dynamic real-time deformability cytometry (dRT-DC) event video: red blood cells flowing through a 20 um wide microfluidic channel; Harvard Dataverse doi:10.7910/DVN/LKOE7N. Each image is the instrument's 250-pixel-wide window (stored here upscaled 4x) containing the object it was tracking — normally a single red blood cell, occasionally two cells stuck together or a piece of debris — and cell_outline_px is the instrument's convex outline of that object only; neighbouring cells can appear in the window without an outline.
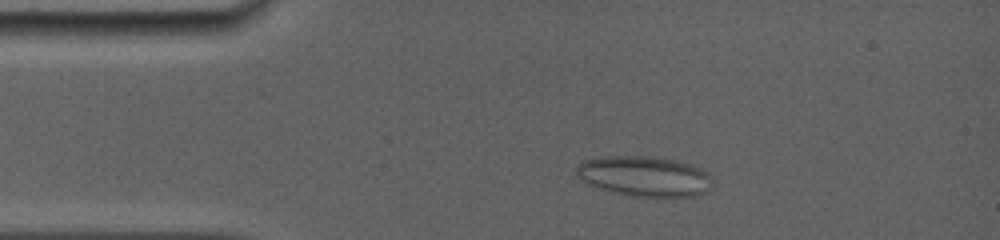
{"species": "common noctule bat (a hibernating species)", "species_latin": "Nyctalus noctula", "temperature_condition": "room temperature", "stored_images_in_passage": 32, "camera_frame_rate_fps": 5000, "um_per_image_px": 0.085, "animal": {"sex": "female", "body_mass_g": 19.0, "forearm_length_mm": 56.7}, "frame": {"image": 1, "passage_image": 7, "time_ms": 2.4, "image_size_px": [1000, 240], "cell_outline_px": [[712, 188], [708, 192], [692, 196], [632, 196], [612, 192], [588, 184], [576, 176], [576, 168], [584, 160], [604, 156], [652, 156], [676, 160], [692, 164], [708, 172], [712, 176]], "centroid_in_image_um": [54.81, 14.97], "position_along_channel_um": 30.2, "area_um2": 32.14}}
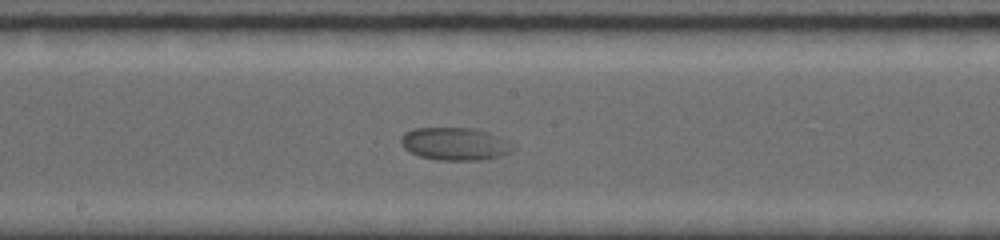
{"frame": {"image": 2, "passage_image": 21, "time_ms": 8.2, "image_size_px": [1000, 240], "cell_outline_px": [[512, 148], [508, 152], [500, 156], [480, 160], [440, 160], [420, 156], [404, 148], [400, 144], [400, 140], [404, 132], [412, 128], [476, 128], [488, 132], [508, 140]], "centroid_in_image_um": [38.63, 12.21], "position_along_channel_um": 209.6, "area_um2": 21.21}}
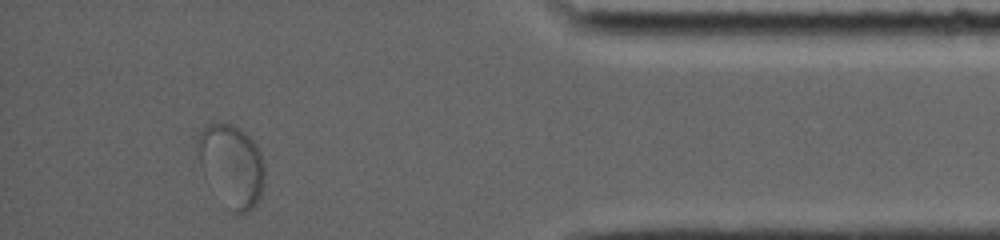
{"frame": {"image": 3, "passage_image": 31, "time_ms": 14.4, "image_size_px": [1000, 240], "cell_outline_px": [[264, 184], [260, 196], [256, 204], [244, 216], [232, 212], [200, 164], [196, 148], [196, 140], [200, 132], [208, 124], [220, 120], [232, 124], [240, 128], [256, 144], [260, 152], [264, 164]], "centroid_in_image_um": [19.71, 14.01], "position_along_channel_um": 415.5, "area_um2": 31.67}}